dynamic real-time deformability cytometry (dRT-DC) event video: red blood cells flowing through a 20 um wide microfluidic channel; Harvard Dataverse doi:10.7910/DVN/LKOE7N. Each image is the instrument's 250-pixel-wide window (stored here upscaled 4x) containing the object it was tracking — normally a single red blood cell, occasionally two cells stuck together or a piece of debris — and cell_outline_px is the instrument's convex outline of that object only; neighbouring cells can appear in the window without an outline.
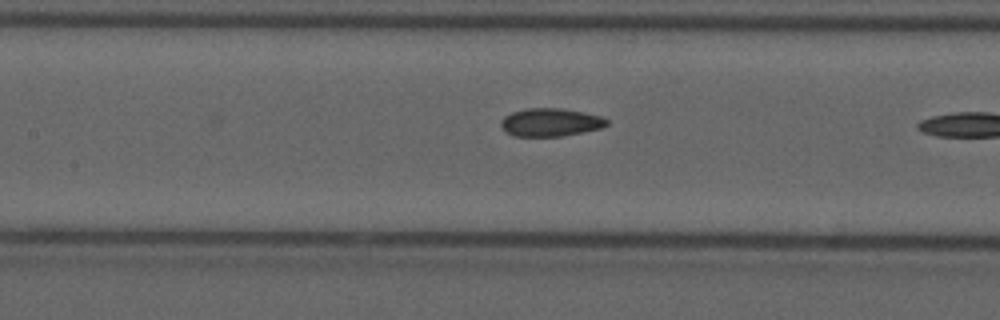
{"species": "common noctule bat (a hibernating species)", "species_latin": "Nyctalus noctula", "temperature_condition": "cold", "stored_images_in_passage": 11, "camera_frame_rate_fps": 3000, "um_per_image_px": 0.085, "animal": {"sex": "male", "forearm_length_mm": 52.5}, "frame": {"image": 1, "passage_image": 11, "time_ms": 3.333, "image_size_px": [1000, 320], "cell_outline_px": [[608, 124], [600, 128], [584, 132], [560, 136], [516, 136], [508, 132], [500, 124], [504, 116], [512, 112], [524, 108], [564, 108], [604, 116], [608, 120]], "centroid_in_image_um": [46.84, 10.38], "position_along_channel_um": 160.6, "area_um2": 17.34}}